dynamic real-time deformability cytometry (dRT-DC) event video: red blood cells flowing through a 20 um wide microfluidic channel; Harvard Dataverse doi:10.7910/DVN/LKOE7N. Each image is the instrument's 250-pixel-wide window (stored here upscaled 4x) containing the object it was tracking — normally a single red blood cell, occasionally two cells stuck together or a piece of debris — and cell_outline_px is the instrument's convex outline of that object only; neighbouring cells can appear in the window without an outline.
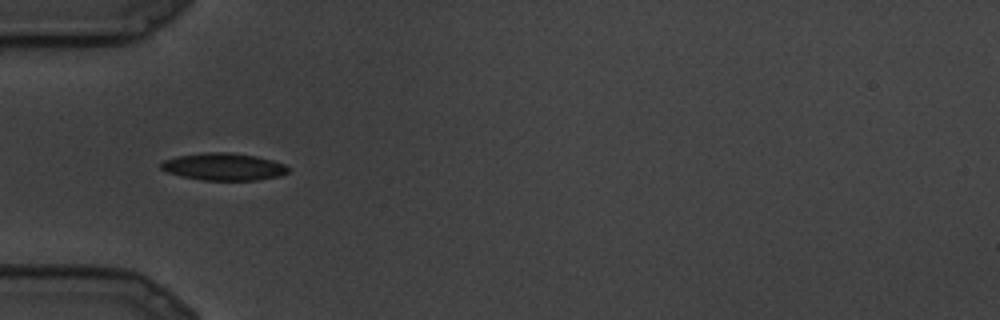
{"species": "common noctule bat (a hibernating species)", "species_latin": "Nyctalus noctula", "temperature_condition": "cold", "stored_images_in_passage": 11, "camera_frame_rate_fps": 3000, "um_per_image_px": 0.085, "animal": {"sex": "male", "body_mass_g": 19.5, "forearm_length_mm": 54.6}, "frame": {"image": 1, "passage_image": 8, "time_ms": 2.333, "image_size_px": [1000, 320], "cell_outline_px": [[288, 172], [280, 176], [256, 180], [200, 180], [168, 172], [160, 168], [160, 164], [164, 160], [176, 156], [204, 152], [232, 152], [256, 156], [272, 160], [284, 164], [288, 168]], "centroid_in_image_um": [19.01, 14.16], "position_along_channel_um": 66.0, "area_um2": 20.17}}
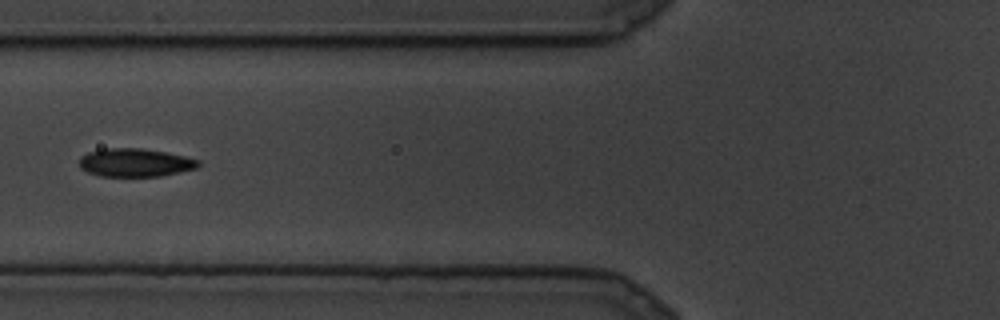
{"frame": {"image": 2, "passage_image": 10, "time_ms": 3.0, "image_size_px": [1000, 320], "cell_outline_px": [[200, 164], [196, 168], [180, 172], [160, 176], [100, 176], [88, 172], [80, 168], [80, 156], [88, 152], [104, 148], [140, 148], [164, 152], [184, 156], [200, 160]], "centroid_in_image_um": [11.47, 13.82], "position_along_channel_um": 114.3, "area_um2": 19.54}}